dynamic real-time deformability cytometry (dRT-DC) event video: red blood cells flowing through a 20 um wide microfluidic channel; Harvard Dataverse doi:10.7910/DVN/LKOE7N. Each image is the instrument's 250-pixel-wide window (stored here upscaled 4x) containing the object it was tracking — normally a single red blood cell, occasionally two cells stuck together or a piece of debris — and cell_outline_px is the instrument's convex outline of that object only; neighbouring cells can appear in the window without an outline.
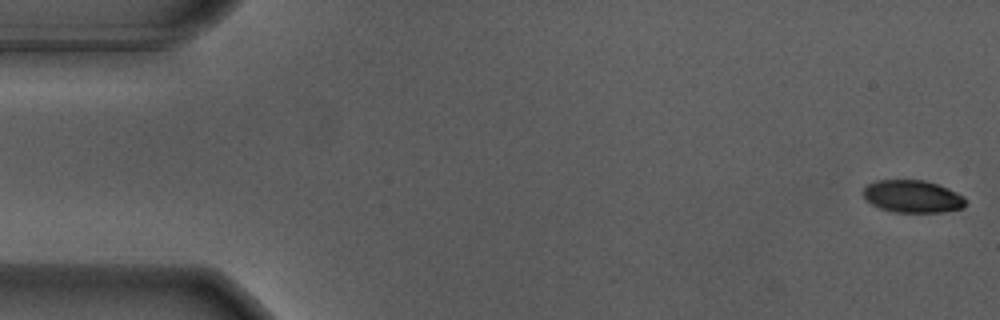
{"species": "Egyptian fruit bat (a non-hibernating species)", "species_latin": "Rousettus aegyptiacus", "temperature_condition": "warm", "stored_images_in_passage": 55, "camera_frame_rate_fps": 3000, "um_per_image_px": 0.085, "animal": {"sex": "male"}, "frame": {"image": 1, "passage_image": 1, "time_ms": 0.0, "image_size_px": [1000, 320], "cell_outline_px": [[964, 208], [944, 212], [892, 212], [880, 208], [872, 204], [864, 196], [864, 188], [868, 184], [880, 180], [924, 180], [948, 188], [964, 196]], "centroid_in_image_um": [77.59, 16.7], "position_along_channel_um": 7.4, "area_um2": 19.19}}
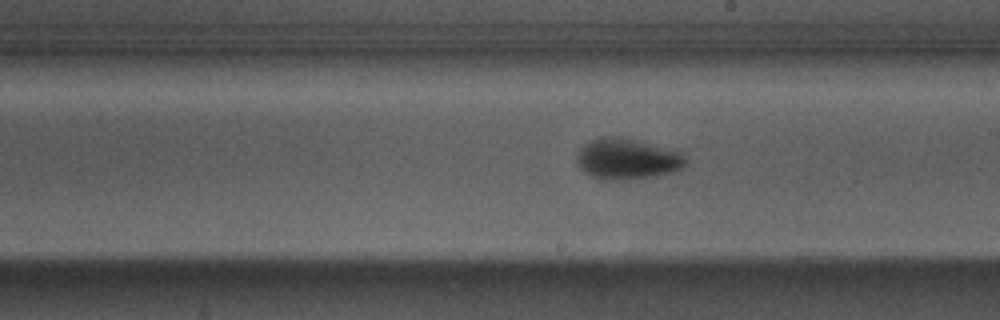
{"frame": {"image": 2, "passage_image": 31, "time_ms": 10.0, "image_size_px": [1000, 320], "cell_outline_px": [[684, 164], [676, 172], [652, 176], [620, 180], [600, 180], [592, 176], [580, 168], [576, 164], [576, 156], [580, 148], [592, 140], [604, 136], [620, 136], [636, 140], [680, 152], [684, 160]], "centroid_in_image_um": [53.24, 13.51], "position_along_channel_um": 235.8, "area_um2": 25.61}}
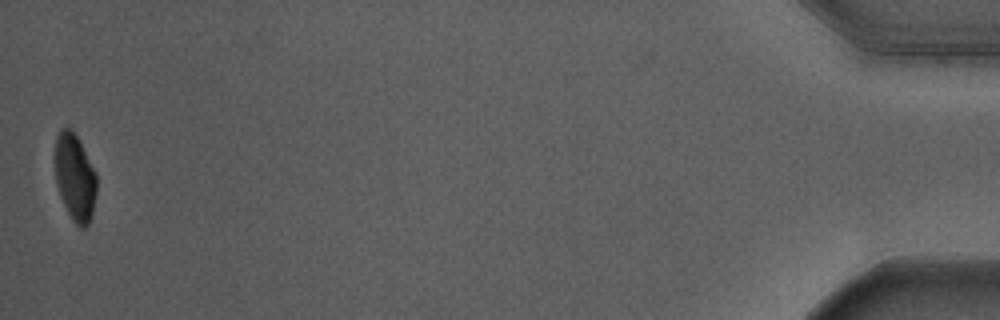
{"frame": {"image": 3, "passage_image": 55, "time_ms": 18.0, "image_size_px": [1000, 320], "cell_outline_px": [[96, 192], [92, 216], [88, 224], [84, 228], [80, 228], [72, 220], [60, 196], [56, 184], [56, 136], [64, 128], [72, 128], [80, 140], [96, 172]], "centroid_in_image_um": [6.39, 15.08], "position_along_channel_um": 428.8, "area_um2": 21.04}, "authors_computed_cell_mechanics": {"area_um2": 23.3512, "velocity_mm_per_s": 3.6969, "shape_relaxation_time_tau1_ms": 2.4089, "shape_relaxation_time_tau2_ms": null, "deformation_change_tau1": 0.1723, "deformation_change_tau2": null}}